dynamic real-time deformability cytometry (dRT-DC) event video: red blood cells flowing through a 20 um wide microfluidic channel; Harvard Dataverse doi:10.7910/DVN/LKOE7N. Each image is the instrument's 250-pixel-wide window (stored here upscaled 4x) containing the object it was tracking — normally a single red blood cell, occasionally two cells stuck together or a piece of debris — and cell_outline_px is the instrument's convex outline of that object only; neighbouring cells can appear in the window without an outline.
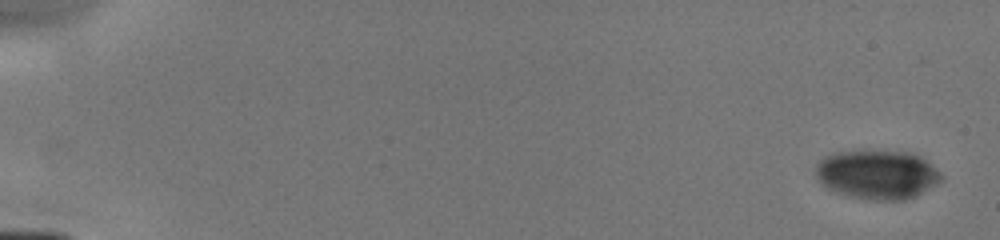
{"species": "human", "species_latin": "Homo sapiens", "temperature_condition": "cold", "stored_images_in_passage": 8, "camera_frame_rate_fps": 3000, "um_per_image_px": 0.085, "donor": {"sex": "male"}, "frame": {"image": 1, "passage_image": 1, "time_ms": 0.0, "image_size_px": [1000, 240], "cell_outline_px": [[944, 176], [936, 184], [916, 196], [904, 200], [872, 200], [852, 196], [836, 192], [828, 188], [816, 176], [816, 164], [824, 156], [836, 152], [908, 152], [920, 156], [940, 172]], "centroid_in_image_um": [74.58, 14.85], "position_along_channel_um": 10.4, "area_um2": 35.32}}
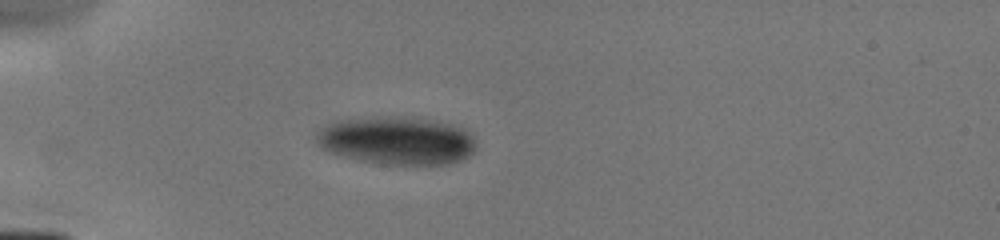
{"frame": {"image": 2, "passage_image": 6, "time_ms": 4.667, "image_size_px": [1000, 240], "cell_outline_px": [[476, 148], [468, 156], [460, 160], [444, 164], [384, 164], [360, 160], [332, 152], [320, 148], [316, 140], [316, 132], [320, 128], [336, 120], [388, 116], [392, 116], [432, 120], [452, 124], [464, 128], [472, 136]], "centroid_in_image_um": [33.71, 11.94], "position_along_channel_um": 51.3, "area_um2": 44.39}}
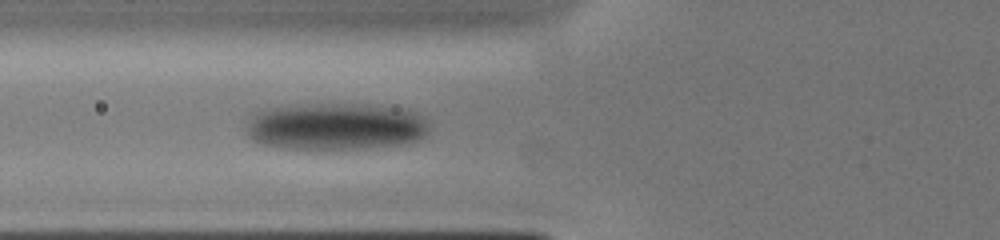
{"frame": {"image": 3, "passage_image": 8, "time_ms": 6.333, "image_size_px": [1000, 240], "cell_outline_px": [[428, 132], [424, 136], [416, 140], [400, 144], [356, 148], [288, 148], [264, 144], [252, 140], [248, 136], [248, 124], [252, 112], [272, 108], [320, 104], [364, 104], [408, 108], [424, 116], [428, 124]], "centroid_in_image_um": [28.59, 10.72], "position_along_channel_um": 97.2, "area_um2": 49.77}}